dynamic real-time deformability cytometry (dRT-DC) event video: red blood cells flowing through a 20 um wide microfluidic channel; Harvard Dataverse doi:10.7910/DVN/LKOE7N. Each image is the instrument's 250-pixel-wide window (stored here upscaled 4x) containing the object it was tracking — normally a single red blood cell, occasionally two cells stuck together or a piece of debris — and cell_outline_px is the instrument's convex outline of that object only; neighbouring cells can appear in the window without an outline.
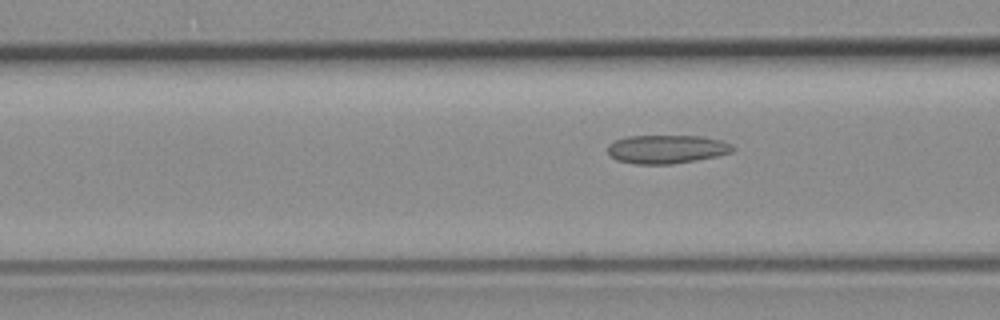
{"species": "common noctule bat (a hibernating species)", "species_latin": "Nyctalus noctula", "temperature_condition": "room temperature", "stored_images_in_passage": 7, "segment_of_instrument_passage": [2, 2], "camera_frame_rate_fps": 3000, "um_per_image_px": 0.085, "animal": {"sex": "female", "body_mass_g": 19.3, "forearm_length_mm": 54.1}, "frame": {"image": 1, "passage_image": 7, "time_ms": 10.333, "image_size_px": [1000, 320], "cell_outline_px": [[736, 148], [732, 152], [716, 156], [696, 160], [672, 164], [636, 164], [616, 160], [608, 152], [608, 144], [616, 140], [628, 136], [704, 136], [720, 140], [732, 144]], "centroid_in_image_um": [56.69, 12.68], "position_along_channel_um": 109.9, "area_um2": 20.81}}